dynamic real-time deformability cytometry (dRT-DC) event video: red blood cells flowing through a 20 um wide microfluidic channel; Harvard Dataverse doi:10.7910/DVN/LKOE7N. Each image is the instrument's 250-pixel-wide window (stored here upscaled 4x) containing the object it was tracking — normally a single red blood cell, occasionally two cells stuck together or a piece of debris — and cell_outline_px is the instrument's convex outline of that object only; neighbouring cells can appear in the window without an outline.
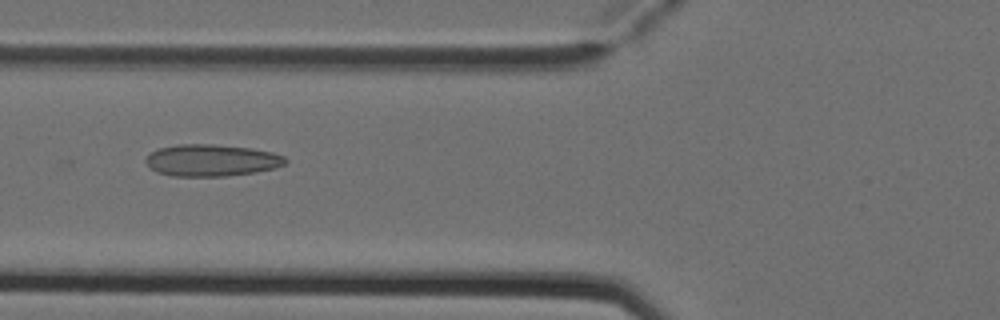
{"species": "Egyptian fruit bat (a non-hibernating species)", "species_latin": "Rousettus aegyptiacus", "temperature_condition": "cold", "stored_images_in_passage": 5, "camera_frame_rate_fps": 3000, "um_per_image_px": 0.085, "animal": {"sex": "female"}, "frame": {"image": 1, "passage_image": 5, "time_ms": 1.333, "image_size_px": [1000, 320], "cell_outline_px": [[288, 160], [284, 164], [276, 168], [256, 172], [228, 176], [172, 176], [156, 172], [144, 160], [152, 152], [160, 148], [176, 144], [212, 144], [252, 148], [272, 152], [284, 156]], "centroid_in_image_um": [18.01, 13.63], "position_along_channel_um": 107.8, "area_um2": 25.95}}